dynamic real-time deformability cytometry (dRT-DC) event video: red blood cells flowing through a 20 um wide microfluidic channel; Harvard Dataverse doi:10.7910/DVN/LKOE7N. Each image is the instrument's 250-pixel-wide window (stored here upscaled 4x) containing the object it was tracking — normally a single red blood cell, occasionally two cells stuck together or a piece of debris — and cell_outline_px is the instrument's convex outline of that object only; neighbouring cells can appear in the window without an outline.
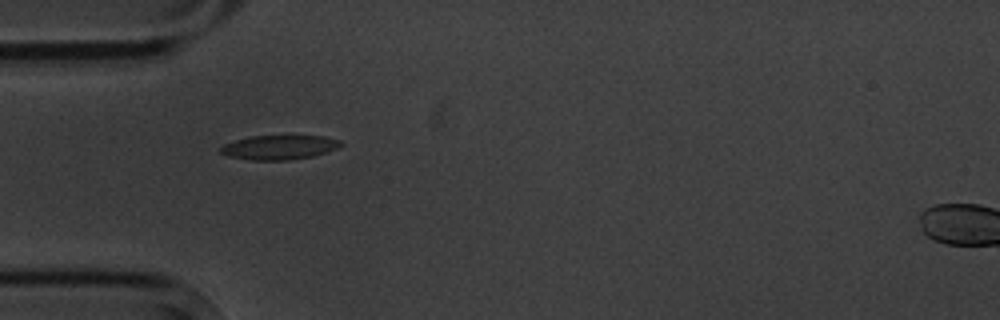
{"species": "common noctule bat (a hibernating species)", "species_latin": "Nyctalus noctula", "temperature_condition": "cold", "stored_images_in_passage": 1, "camera_frame_rate_fps": 3000, "um_per_image_px": 0.085, "animal": {"sex": "male", "body_mass_g": 20.1, "forearm_length_mm": 53.5}, "frame": {"image": 1, "passage_image": 1, "time_ms": 0.0, "image_size_px": [1000, 320], "cell_outline_px": [[344, 144], [328, 152], [312, 156], [288, 160], [252, 160], [228, 156], [220, 152], [220, 148], [224, 144], [236, 140], [252, 136], [324, 136], [340, 140]], "centroid_in_image_um": [23.75, 12.52], "position_along_channel_um": 61.2, "area_um2": 16.94}}